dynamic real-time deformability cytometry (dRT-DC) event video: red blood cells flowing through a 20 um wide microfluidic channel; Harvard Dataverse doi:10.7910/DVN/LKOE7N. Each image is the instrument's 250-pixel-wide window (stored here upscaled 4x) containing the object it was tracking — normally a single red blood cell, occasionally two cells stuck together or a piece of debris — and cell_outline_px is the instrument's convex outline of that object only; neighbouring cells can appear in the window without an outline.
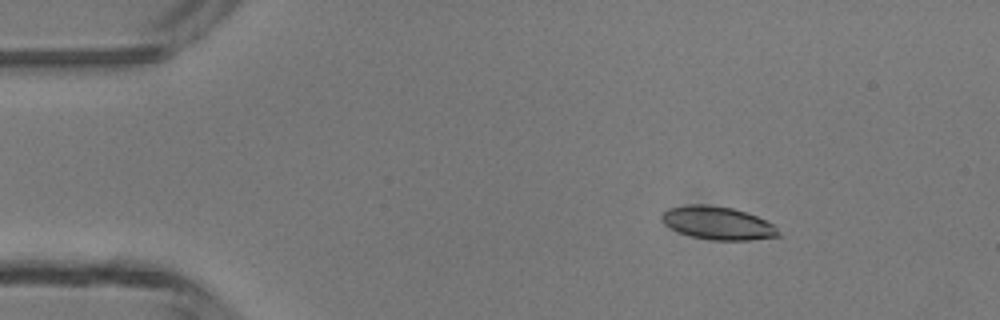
{"species": "common noctule bat (a hibernating species)", "species_latin": "Nyctalus noctula", "temperature_condition": "room temperature", "stored_images_in_passage": 3, "camera_frame_rate_fps": 3000, "um_per_image_px": 0.085, "animal": {"sex": "male", "body_mass_g": 13.3}, "frame": {"image": 1, "passage_image": 2, "time_ms": 1.0, "image_size_px": [1000, 320], "cell_outline_px": [[780, 236], [748, 240], [712, 240], [692, 236], [680, 232], [664, 224], [660, 216], [668, 208], [692, 204], [704, 204], [732, 208], [756, 216], [772, 224], [776, 228]], "centroid_in_image_um": [60.98, 18.96], "position_along_channel_um": 24.0, "area_um2": 22.08}}